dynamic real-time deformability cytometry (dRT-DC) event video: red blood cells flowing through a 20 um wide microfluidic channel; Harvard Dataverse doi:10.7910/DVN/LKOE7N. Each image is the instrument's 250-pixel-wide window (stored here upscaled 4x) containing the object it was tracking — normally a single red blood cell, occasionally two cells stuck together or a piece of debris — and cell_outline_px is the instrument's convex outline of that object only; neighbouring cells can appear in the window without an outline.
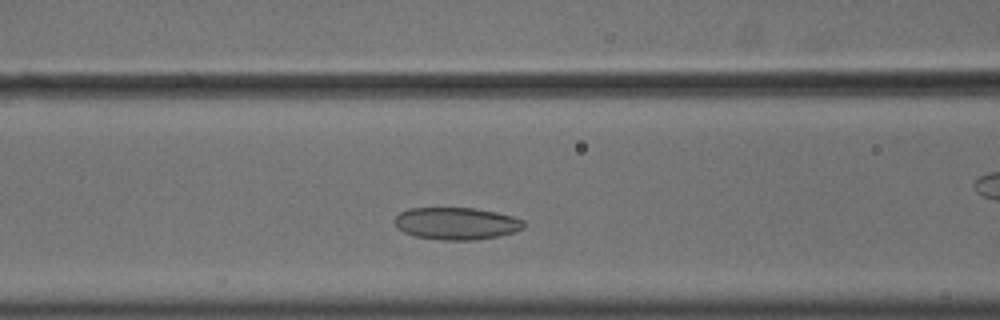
{"species": "common noctule bat (a hibernating species)", "species_latin": "Nyctalus noctula", "temperature_condition": "cold", "stored_images_in_passage": 32, "camera_frame_rate_fps": 3000, "um_per_image_px": 0.085, "animal": {"sex": "male", "body_mass_g": 18.8}, "frame": {"image": 1, "passage_image": 8, "time_ms": 2.333, "image_size_px": [1000, 320], "cell_outline_px": [[524, 228], [516, 232], [500, 236], [472, 240], [444, 240], [416, 236], [404, 232], [396, 228], [392, 220], [400, 212], [408, 208], [472, 208], [496, 212], [512, 216], [524, 220]], "centroid_in_image_um": [38.78, 18.99], "position_along_channel_um": 127.8, "area_um2": 24.39}}
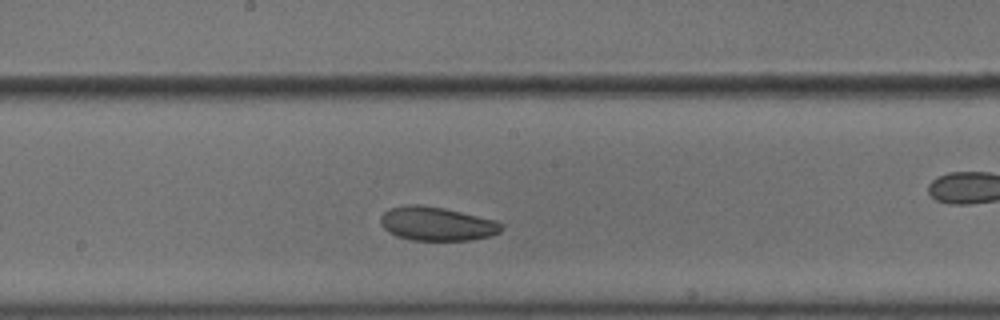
{"frame": {"image": 2, "passage_image": 15, "time_ms": 4.667, "image_size_px": [1000, 320], "cell_outline_px": [[504, 228], [500, 232], [492, 236], [468, 240], [412, 240], [396, 236], [388, 232], [380, 224], [380, 216], [388, 208], [408, 204], [416, 204], [444, 208], [492, 220], [504, 224]], "centroid_in_image_um": [37.09, 19.02], "position_along_channel_um": 211.1, "area_um2": 23.81}}
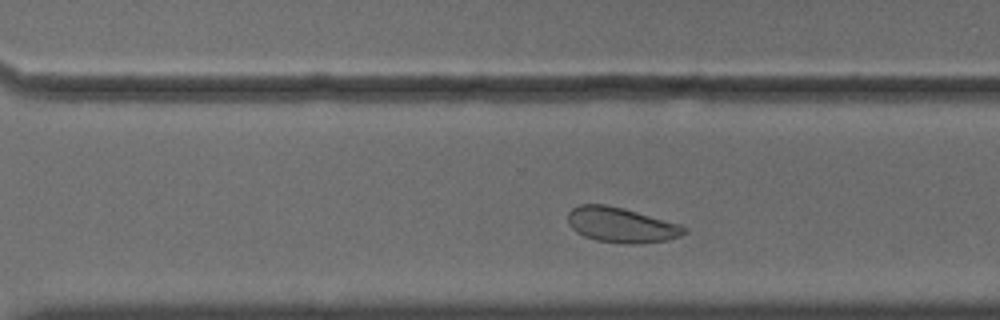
{"frame": {"image": 3, "passage_image": 24, "time_ms": 7.667, "image_size_px": [1000, 320], "cell_outline_px": [[688, 232], [680, 236], [668, 240], [640, 244], [628, 244], [596, 240], [584, 236], [576, 232], [568, 224], [568, 212], [572, 208], [580, 204], [604, 204], [624, 208], [680, 224], [688, 228]], "centroid_in_image_um": [52.82, 19.12], "position_along_channel_um": 317.8, "area_um2": 23.99}, "authors_computed_cell_mechanics": {"area_um2": 24.0159, "velocity_mm_per_s": 3.5711, "shape_relaxation_time_tau1_ms": 6.4743, "shape_relaxation_time_tau2_ms": 5.1985, "deformation_change_tau1": 0.0913, "deformation_change_tau2": 0.1043}}